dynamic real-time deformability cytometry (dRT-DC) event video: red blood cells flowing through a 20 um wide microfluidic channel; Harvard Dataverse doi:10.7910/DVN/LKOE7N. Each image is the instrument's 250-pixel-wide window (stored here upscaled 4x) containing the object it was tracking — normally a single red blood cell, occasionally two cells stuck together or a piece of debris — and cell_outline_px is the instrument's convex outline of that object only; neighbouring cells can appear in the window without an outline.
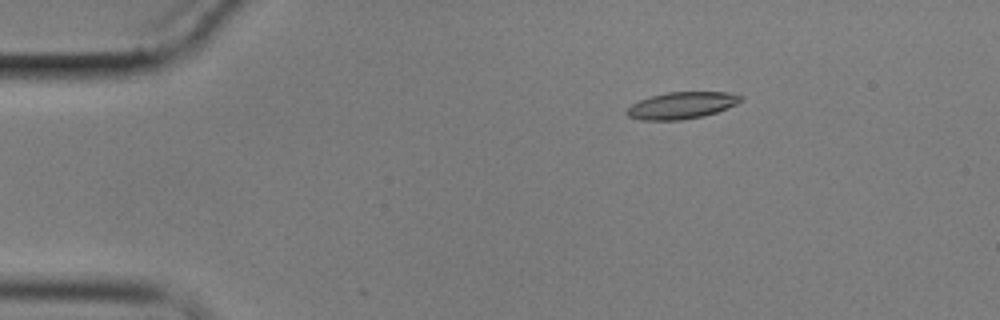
{"species": "common noctule bat (a hibernating species)", "species_latin": "Nyctalus noctula", "temperature_condition": "cold", "stored_images_in_passage": 6, "camera_frame_rate_fps": 3000, "um_per_image_px": 0.085, "animal": {"sex": "male", "body_mass_g": 17.9}, "frame": {"image": 1, "passage_image": 3, "time_ms": 2.333, "image_size_px": [1000, 320], "cell_outline_px": [[744, 100], [728, 108], [704, 116], [680, 120], [640, 120], [628, 116], [624, 112], [632, 104], [640, 100], [652, 96], [668, 92], [728, 92], [744, 96]], "centroid_in_image_um": [57.97, 8.96], "position_along_channel_um": 27.0, "area_um2": 17.86}}
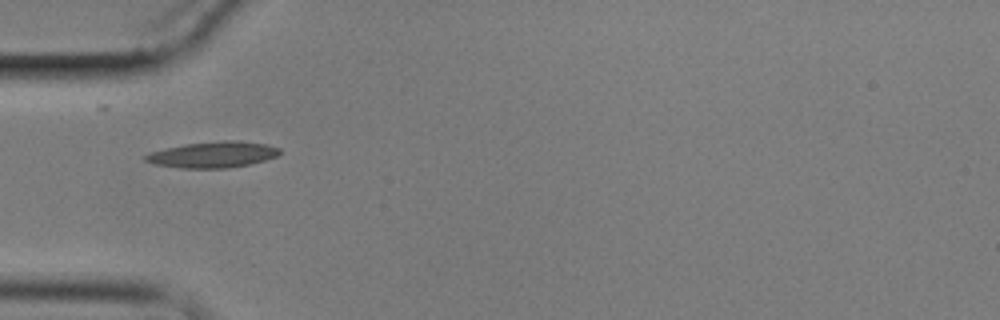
{"frame": {"image": 2, "passage_image": 5, "time_ms": 5.333, "image_size_px": [1000, 320], "cell_outline_px": [[280, 152], [276, 156], [252, 164], [228, 168], [180, 168], [156, 164], [144, 160], [144, 156], [152, 152], [184, 144], [224, 140], [236, 140], [264, 144], [280, 148]], "centroid_in_image_um": [18.12, 13.14], "position_along_channel_um": 66.9, "area_um2": 20.17}}
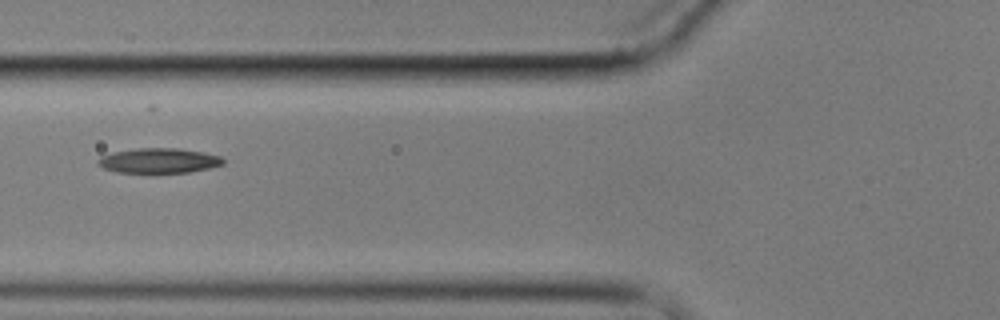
{"frame": {"image": 3, "passage_image": 6, "time_ms": 6.667, "image_size_px": [1000, 320], "cell_outline_px": [[224, 164], [208, 168], [188, 172], [116, 172], [104, 168], [96, 164], [96, 160], [100, 156], [112, 152], [140, 148], [176, 148], [204, 152], [220, 156], [224, 160]], "centroid_in_image_um": [13.47, 13.64], "position_along_channel_um": 112.3, "area_um2": 18.09}}